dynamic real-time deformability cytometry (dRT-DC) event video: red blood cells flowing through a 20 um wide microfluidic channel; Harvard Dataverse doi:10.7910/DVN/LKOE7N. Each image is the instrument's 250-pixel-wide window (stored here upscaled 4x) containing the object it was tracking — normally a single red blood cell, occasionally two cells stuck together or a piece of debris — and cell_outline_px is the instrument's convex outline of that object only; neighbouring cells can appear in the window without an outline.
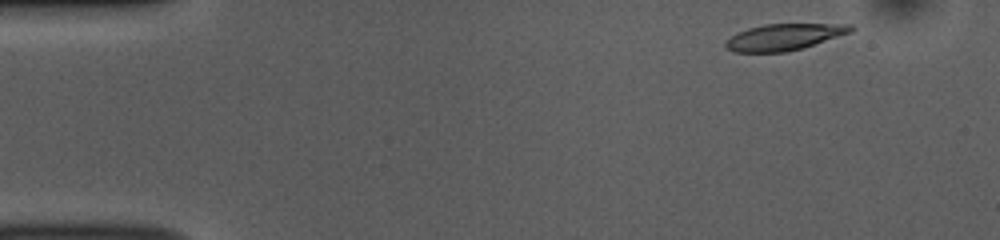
{"species": "common noctule bat (a hibernating species)", "species_latin": "Nyctalus noctula", "temperature_condition": "room temperature", "stored_images_in_passage": 49, "camera_frame_rate_fps": 3000, "um_per_image_px": 0.085, "animal": {"sex": "female", "body_mass_g": 10.0, "forearm_length_mm": 53.1}, "frame": {"image": 1, "passage_image": 2, "time_ms": 0.333, "image_size_px": [1000, 240], "cell_outline_px": [[856, 28], [852, 32], [804, 48], [788, 52], [732, 52], [724, 48], [724, 44], [736, 32], [748, 28], [764, 24], [852, 24]], "centroid_in_image_um": [66.66, 3.15], "position_along_channel_um": 18.3, "area_um2": 19.54}}
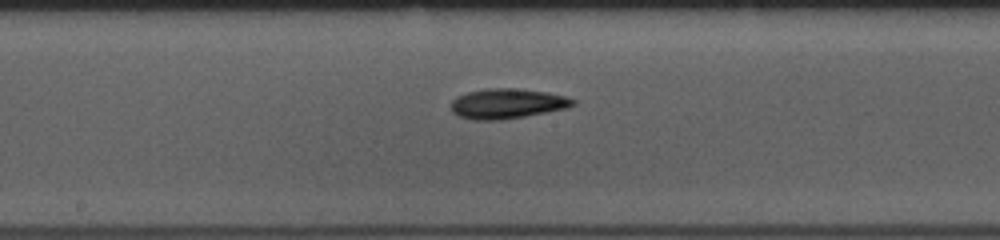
{"frame": {"image": 2, "passage_image": 24, "time_ms": 7.667, "image_size_px": [1000, 240], "cell_outline_px": [[576, 104], [568, 108], [524, 116], [500, 120], [472, 120], [460, 116], [452, 112], [452, 100], [456, 96], [468, 92], [488, 88], [512, 88], [548, 92], [564, 96], [576, 100]], "centroid_in_image_um": [43.12, 8.8], "position_along_channel_um": 205.1, "area_um2": 21.27}}
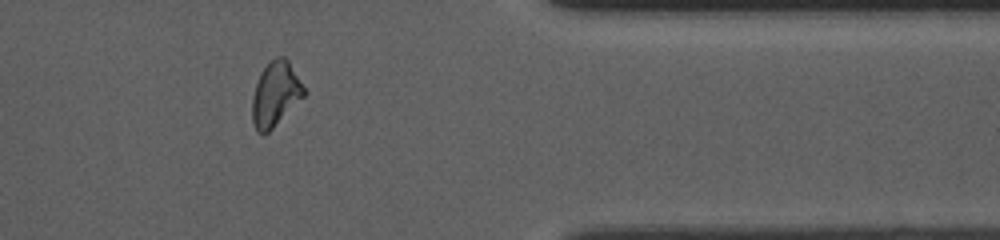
{"frame": {"image": 3, "passage_image": 40, "time_ms": 13.0, "image_size_px": [1000, 240], "cell_outline_px": [[308, 92], [268, 132], [256, 132], [252, 120], [252, 96], [260, 72], [276, 56], [284, 56], [288, 60]], "centroid_in_image_um": [23.42, 7.97], "position_along_channel_um": 388.0, "area_um2": 19.31}, "authors_computed_cell_mechanics": {"area_um2": 19.7676, "velocity_mm_per_s": 3.7758, "shape_relaxation_time_tau1_ms": 3.6821, "shape_relaxation_time_tau2_ms": null, "deformation_change_tau1": 0.1315, "deformation_change_tau2": null}}